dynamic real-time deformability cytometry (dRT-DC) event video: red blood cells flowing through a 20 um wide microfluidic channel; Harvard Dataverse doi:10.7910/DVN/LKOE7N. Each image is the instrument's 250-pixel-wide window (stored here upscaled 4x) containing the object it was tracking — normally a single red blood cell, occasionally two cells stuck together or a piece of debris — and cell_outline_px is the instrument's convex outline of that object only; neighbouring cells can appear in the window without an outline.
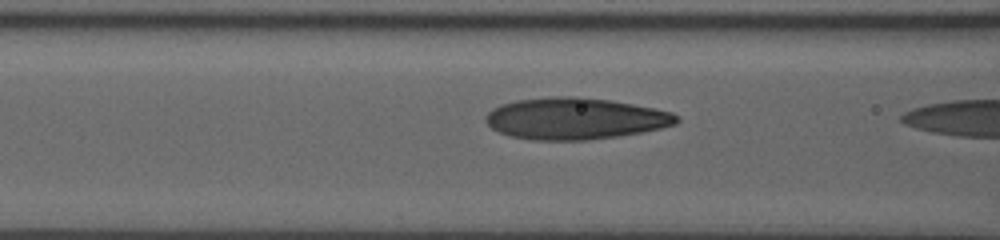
{"species": "human", "species_latin": "Homo sapiens", "temperature_condition": "room temperature", "stored_images_in_passage": 25, "camera_frame_rate_fps": 3000, "um_per_image_px": 0.085, "donor": {"sex": "male"}, "frame": {"image": 1, "passage_image": 24, "time_ms": 7.667, "image_size_px": [1000, 240], "cell_outline_px": [[680, 120], [676, 124], [660, 128], [640, 132], [616, 136], [584, 140], [532, 140], [512, 136], [500, 132], [492, 128], [484, 120], [484, 116], [492, 108], [500, 104], [516, 100], [548, 96], [580, 96], [608, 100], [632, 104], [672, 112], [680, 116]], "centroid_in_image_um": [48.85, 10.06], "position_along_channel_um": 117.7, "area_um2": 46.3}}